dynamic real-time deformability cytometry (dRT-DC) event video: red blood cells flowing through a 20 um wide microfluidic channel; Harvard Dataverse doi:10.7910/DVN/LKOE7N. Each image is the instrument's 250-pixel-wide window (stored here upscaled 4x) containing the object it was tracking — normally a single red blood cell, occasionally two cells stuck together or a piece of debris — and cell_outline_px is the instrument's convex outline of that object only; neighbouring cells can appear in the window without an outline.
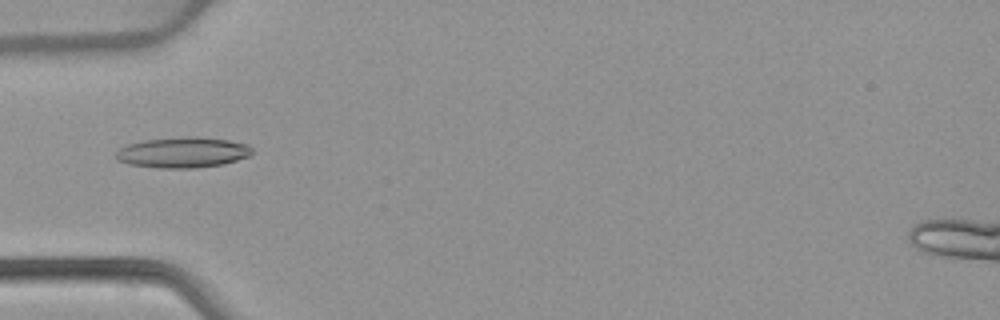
{"species": "common noctule bat (a hibernating species)", "species_latin": "Nyctalus noctula", "temperature_condition": "warm", "stored_images_in_passage": 36, "camera_frame_rate_fps": 3000, "um_per_image_px": 0.085, "animal": {"sex": "female", "body_mass_g": 22.7, "forearm_length_mm": 54.2}, "frame": {"image": 1, "passage_image": 1, "time_ms": 0.0, "image_size_px": [1000, 320], "cell_outline_px": [[252, 156], [224, 164], [196, 168], [160, 168], [128, 164], [116, 160], [112, 156], [120, 148], [128, 144], [144, 140], [184, 136], [196, 136], [228, 140], [248, 144], [252, 148]], "centroid_in_image_um": [15.54, 12.96], "position_along_channel_um": 69.5, "area_um2": 24.68}}
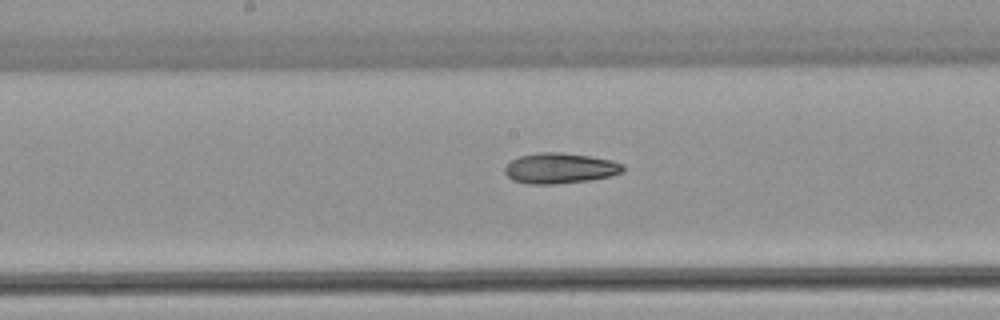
{"frame": {"image": 2, "passage_image": 11, "time_ms": 3.333, "image_size_px": [1000, 320], "cell_outline_px": [[624, 172], [612, 176], [588, 180], [556, 184], [528, 184], [512, 180], [504, 172], [504, 168], [512, 160], [520, 156], [540, 152], [560, 152], [588, 156], [612, 160], [624, 164]], "centroid_in_image_um": [47.62, 14.3], "position_along_channel_um": 200.6, "area_um2": 21.04}}
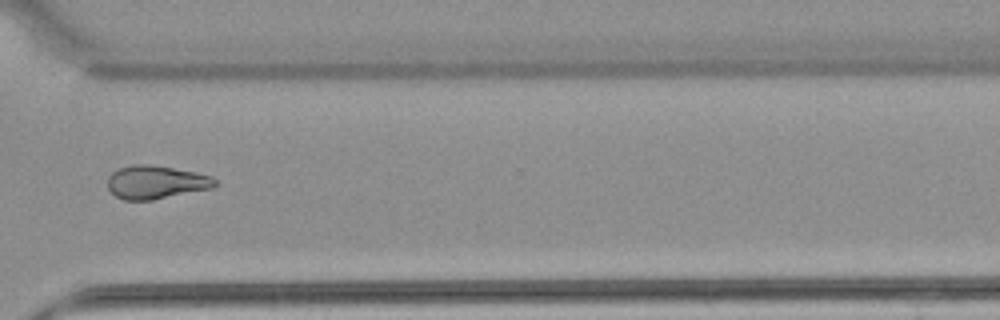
{"frame": {"image": 3, "passage_image": 23, "time_ms": 7.333, "image_size_px": [1000, 320], "cell_outline_px": [[216, 184], [212, 188], [152, 200], [124, 200], [116, 196], [108, 188], [108, 176], [112, 172], [120, 168], [132, 164], [148, 164], [196, 172], [212, 176], [216, 180]], "centroid_in_image_um": [13.25, 15.48], "position_along_channel_um": 357.4, "area_um2": 20.75}, "authors_computed_cell_mechanics": {"area_um2": 20.7502, "velocity_mm_per_s": 3.9259, "shape_relaxation_time_tau1_ms": null, "shape_relaxation_time_tau2_ms": 4.2692, "deformation_change_tau1": null, "deformation_change_tau2": 0.1222}}